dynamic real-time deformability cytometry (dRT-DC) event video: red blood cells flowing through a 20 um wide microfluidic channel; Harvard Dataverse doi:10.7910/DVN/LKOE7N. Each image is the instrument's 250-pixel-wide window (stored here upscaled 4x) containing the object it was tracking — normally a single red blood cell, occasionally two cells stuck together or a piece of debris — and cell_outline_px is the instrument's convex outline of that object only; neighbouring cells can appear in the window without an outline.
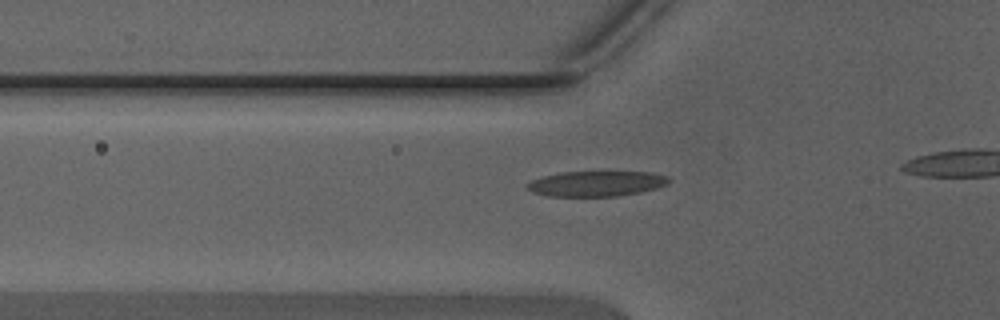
{"species": "Egyptian fruit bat (a non-hibernating species)", "species_latin": "Rousettus aegyptiacus", "temperature_condition": "warm", "stored_images_in_passage": 30, "camera_frame_rate_fps": 3000, "um_per_image_px": 0.085, "animal": {"sex": "male"}, "frame": {"image": 1, "passage_image": 8, "time_ms": 2.333, "image_size_px": [1000, 320], "cell_outline_px": [[672, 180], [668, 184], [656, 188], [640, 192], [616, 196], [548, 196], [532, 192], [524, 188], [524, 184], [532, 180], [544, 176], [564, 172], [648, 172], [668, 176]], "centroid_in_image_um": [50.67, 15.61], "position_along_channel_um": 75.1, "area_um2": 20.92}}
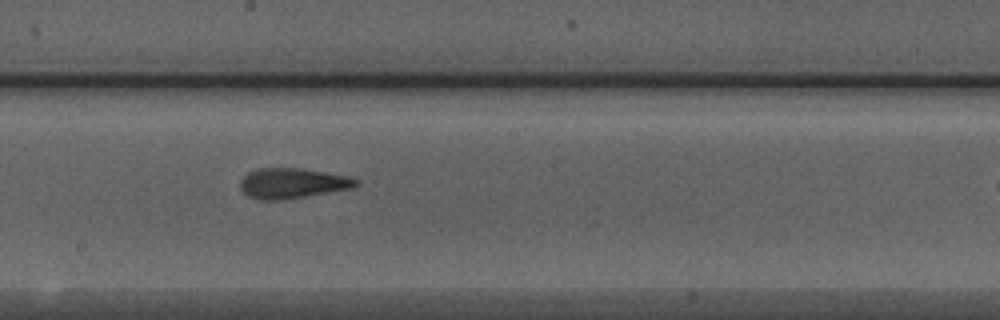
{"frame": {"image": 2, "passage_image": 18, "time_ms": 5.667, "image_size_px": [1000, 320], "cell_outline_px": [[360, 184], [352, 188], [284, 200], [260, 200], [248, 196], [240, 188], [240, 180], [248, 172], [256, 168], [304, 168], [348, 176], [360, 180]], "centroid_in_image_um": [24.86, 15.57], "position_along_channel_um": 223.3, "area_um2": 20.63}}
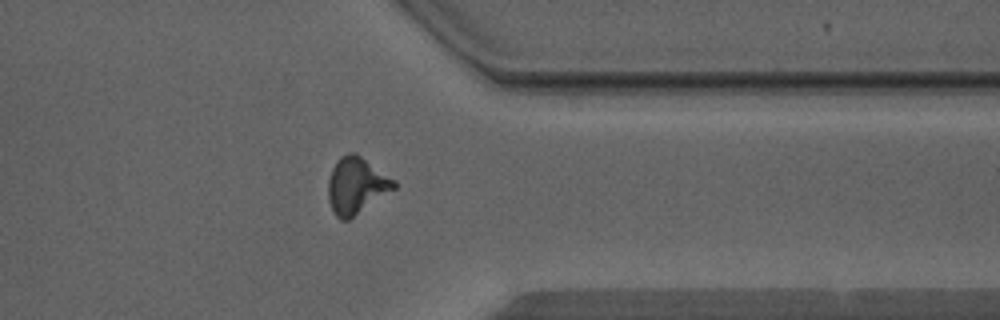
{"frame": {"image": 3, "passage_image": 29, "time_ms": 9.333, "image_size_px": [1000, 320], "cell_outline_px": [[396, 188], [348, 220], [340, 220], [332, 212], [328, 200], [328, 180], [332, 168], [340, 156], [348, 152], [356, 152], [396, 180]], "centroid_in_image_um": [30.28, 15.76], "position_along_channel_um": 381.1, "area_um2": 21.85}}